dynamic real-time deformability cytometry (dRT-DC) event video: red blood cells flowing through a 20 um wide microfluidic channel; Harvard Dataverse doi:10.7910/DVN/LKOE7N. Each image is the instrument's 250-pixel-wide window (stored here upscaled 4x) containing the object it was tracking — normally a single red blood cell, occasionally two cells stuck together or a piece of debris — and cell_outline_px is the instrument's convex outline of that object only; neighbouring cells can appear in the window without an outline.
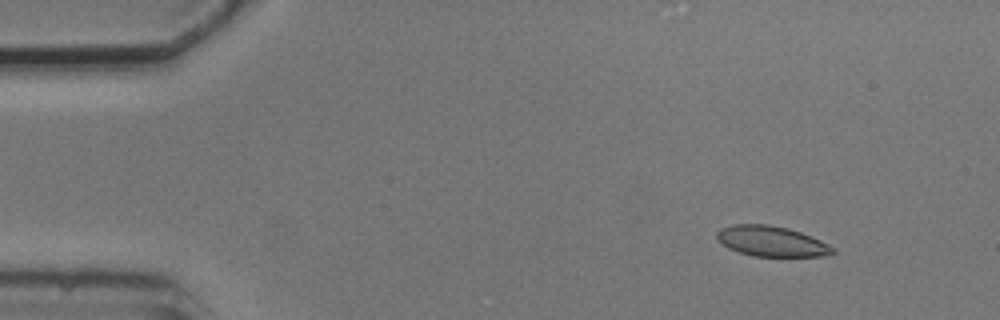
{"species": "common noctule bat (a hibernating species)", "species_latin": "Nyctalus noctula", "temperature_condition": "cold", "stored_images_in_passage": 3, "camera_frame_rate_fps": 3000, "um_per_image_px": 0.085, "animal": {"sex": "male", "body_mass_g": 20.5, "forearm_length_mm": 52.5}, "frame": {"image": 1, "passage_image": 1, "time_ms": 0.0, "image_size_px": [1000, 320], "cell_outline_px": [[836, 252], [824, 256], [752, 256], [728, 248], [716, 236], [716, 232], [720, 228], [732, 224], [768, 224], [788, 228], [812, 236], [836, 248]], "centroid_in_image_um": [65.6, 20.5], "position_along_channel_um": 19.4, "area_um2": 20.52}}